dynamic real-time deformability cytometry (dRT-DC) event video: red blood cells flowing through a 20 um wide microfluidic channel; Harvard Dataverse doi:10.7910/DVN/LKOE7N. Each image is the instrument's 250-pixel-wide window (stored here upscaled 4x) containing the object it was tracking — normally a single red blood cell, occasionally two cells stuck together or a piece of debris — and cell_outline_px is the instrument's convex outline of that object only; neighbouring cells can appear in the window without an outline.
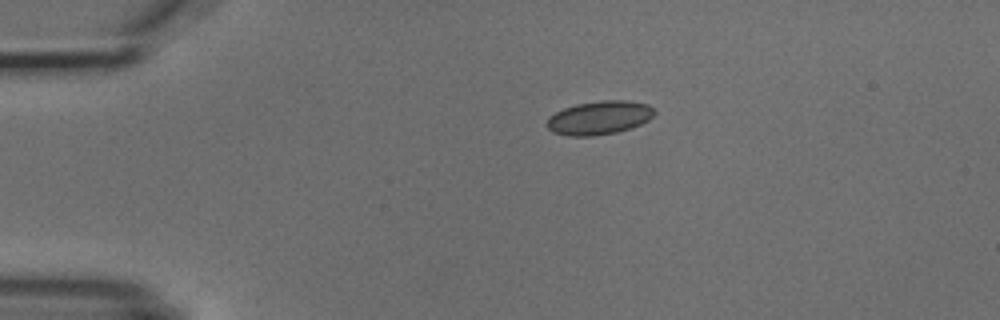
{"species": "common noctule bat (a hibernating species)", "species_latin": "Nyctalus noctula", "temperature_condition": "cold", "stored_images_in_passage": 3, "camera_frame_rate_fps": 3000, "um_per_image_px": 0.085, "animal": {"sex": "male", "body_mass_g": 18.8}, "frame": {"image": 1, "passage_image": 1, "time_ms": 0.0, "image_size_px": [1000, 320], "cell_outline_px": [[656, 112], [648, 120], [632, 128], [616, 132], [592, 136], [568, 136], [552, 132], [544, 124], [548, 116], [564, 108], [576, 104], [600, 100], [628, 100], [648, 104]], "centroid_in_image_um": [50.9, 10.01], "position_along_channel_um": 34.1, "area_um2": 21.27}}
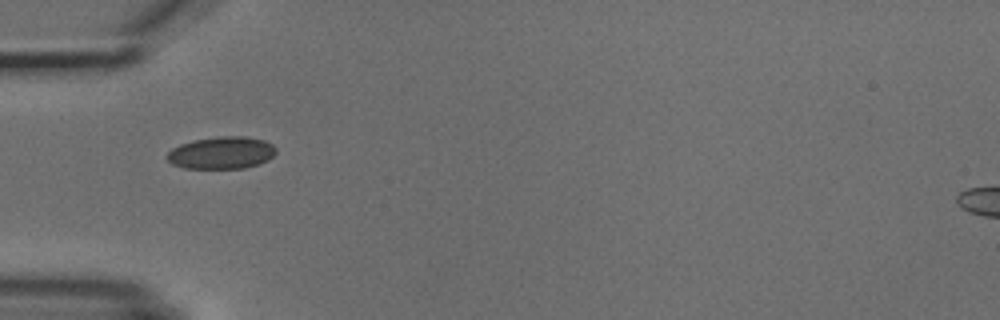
{"frame": {"image": 2, "passage_image": 2, "time_ms": 2.0, "image_size_px": [1000, 320], "cell_outline_px": [[276, 152], [268, 160], [260, 164], [244, 168], [184, 168], [172, 164], [164, 156], [172, 148], [180, 144], [192, 140], [220, 136], [244, 136], [264, 140], [272, 144], [276, 148]], "centroid_in_image_um": [18.82, 12.98], "position_along_channel_um": 66.2, "area_um2": 20.63}}
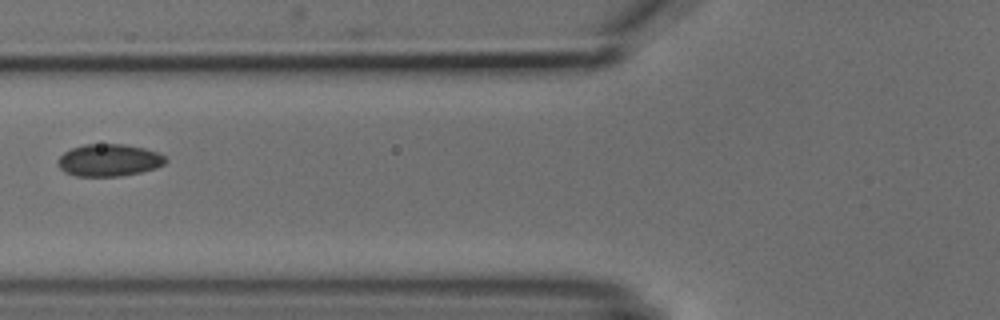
{"frame": {"image": 3, "passage_image": 3, "time_ms": 3.333, "image_size_px": [1000, 320], "cell_outline_px": [[168, 160], [164, 164], [156, 168], [140, 172], [120, 176], [76, 176], [64, 172], [60, 168], [60, 156], [64, 152], [72, 148], [84, 144], [124, 144], [144, 148], [156, 152], [164, 156]], "centroid_in_image_um": [9.28, 13.61], "position_along_channel_um": 116.5, "area_um2": 20.06}}